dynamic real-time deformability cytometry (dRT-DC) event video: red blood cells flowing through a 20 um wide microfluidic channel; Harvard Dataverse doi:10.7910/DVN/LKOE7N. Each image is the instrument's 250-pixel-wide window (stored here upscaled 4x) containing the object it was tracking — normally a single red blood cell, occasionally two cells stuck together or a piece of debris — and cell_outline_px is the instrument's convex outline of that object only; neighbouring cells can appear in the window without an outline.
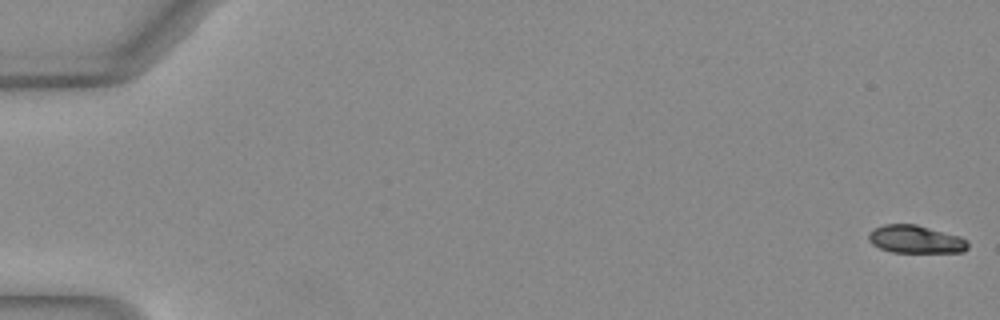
{"species": "Egyptian fruit bat (a non-hibernating species)", "species_latin": "Rousettus aegyptiacus", "temperature_condition": "warm", "stored_images_in_passage": 51, "camera_frame_rate_fps": 3000, "um_per_image_px": 0.085, "animal": {"sex": "female"}, "frame": {"image": 1, "passage_image": 1, "time_ms": 0.0, "image_size_px": [1000, 320], "cell_outline_px": [[968, 248], [964, 252], [892, 252], [880, 248], [872, 244], [868, 240], [868, 232], [884, 224], [916, 224], [960, 236], [968, 240]], "centroid_in_image_um": [77.83, 20.34], "position_along_channel_um": 7.2, "area_um2": 16.18}}
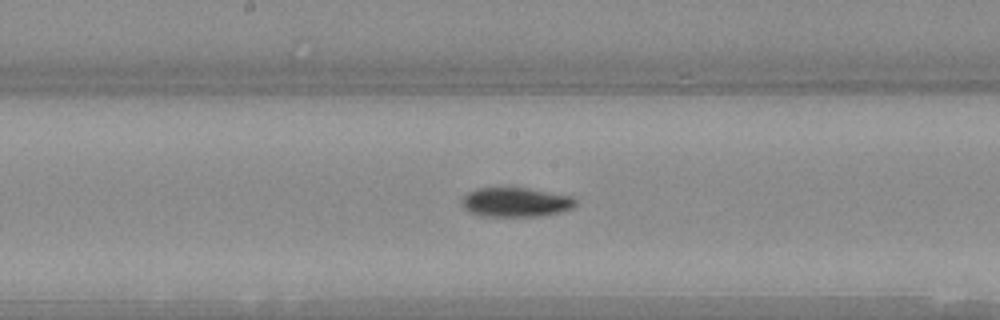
{"frame": {"image": 2, "passage_image": 28, "time_ms": 9.0, "image_size_px": [1000, 320], "cell_outline_px": [[576, 204], [572, 208], [560, 212], [544, 216], [480, 216], [464, 208], [460, 204], [460, 200], [468, 192], [476, 188], [528, 188], [576, 196]], "centroid_in_image_um": [43.86, 17.18], "position_along_channel_um": 204.3, "area_um2": 19.71}}
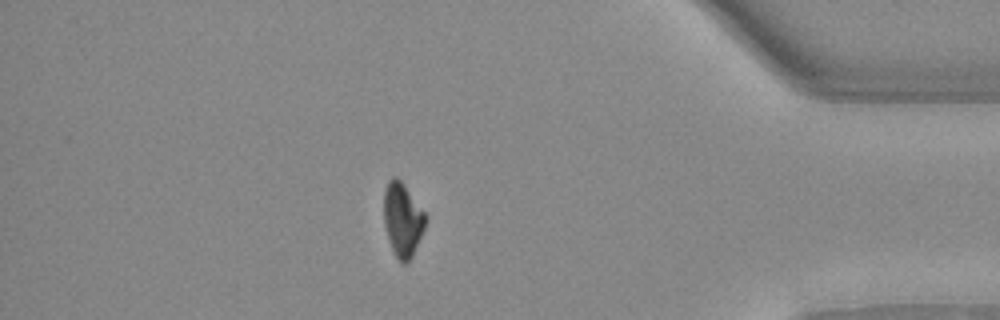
{"frame": {"image": 3, "passage_image": 45, "time_ms": 14.667, "image_size_px": [1000, 320], "cell_outline_px": [[424, 228], [412, 256], [404, 264], [396, 256], [392, 248], [384, 224], [384, 192], [388, 180], [392, 176], [396, 176], [404, 184], [424, 212]], "centroid_in_image_um": [34.19, 18.62], "position_along_channel_um": 401.0, "area_um2": 17.34}, "authors_computed_cell_mechanics": {"area_um2": 17.918, "velocity_mm_per_s": 4.0709, "shape_relaxation_time_tau1_ms": 6.2653, "shape_relaxation_time_tau2_ms": null, "deformation_change_tau1": 0.1899, "deformation_change_tau2": null}}